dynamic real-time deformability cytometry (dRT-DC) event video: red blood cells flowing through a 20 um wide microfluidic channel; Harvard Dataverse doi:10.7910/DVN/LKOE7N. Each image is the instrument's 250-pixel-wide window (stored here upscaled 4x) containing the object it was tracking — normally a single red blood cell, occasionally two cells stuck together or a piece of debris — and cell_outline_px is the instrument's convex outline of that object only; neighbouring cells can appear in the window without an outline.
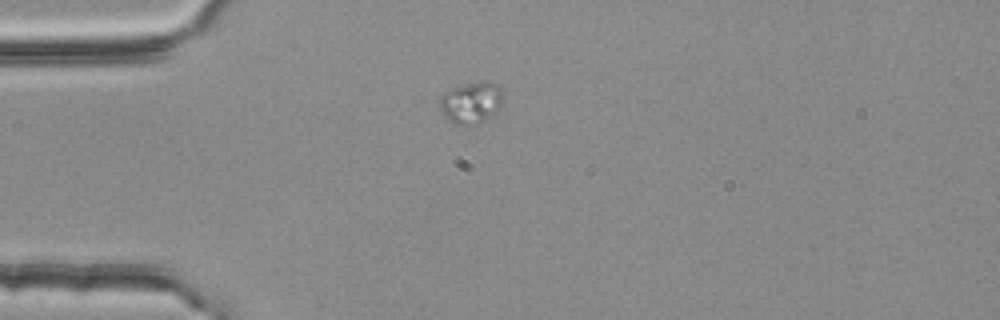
{"species": "common noctule bat (a hibernating species)", "species_latin": "Nyctalus noctula", "temperature_condition": "room temperature", "stored_images_in_passage": 1, "camera_frame_rate_fps": 3000, "um_per_image_px": 0.085, "animal": {"sex": "female", "body_mass_g": 25.1}, "frame": {"image": 1, "passage_image": 1, "time_ms": 0.0, "image_size_px": [1000, 320], "cell_outline_px": [[504, 96], [500, 104], [496, 108], [476, 124], [456, 124], [444, 116], [440, 108], [440, 96], [444, 92], [452, 88], [480, 80], [492, 80], [500, 84], [504, 88]], "centroid_in_image_um": [40.07, 8.63], "position_along_channel_um": 44.9, "area_um2": 15.2}}